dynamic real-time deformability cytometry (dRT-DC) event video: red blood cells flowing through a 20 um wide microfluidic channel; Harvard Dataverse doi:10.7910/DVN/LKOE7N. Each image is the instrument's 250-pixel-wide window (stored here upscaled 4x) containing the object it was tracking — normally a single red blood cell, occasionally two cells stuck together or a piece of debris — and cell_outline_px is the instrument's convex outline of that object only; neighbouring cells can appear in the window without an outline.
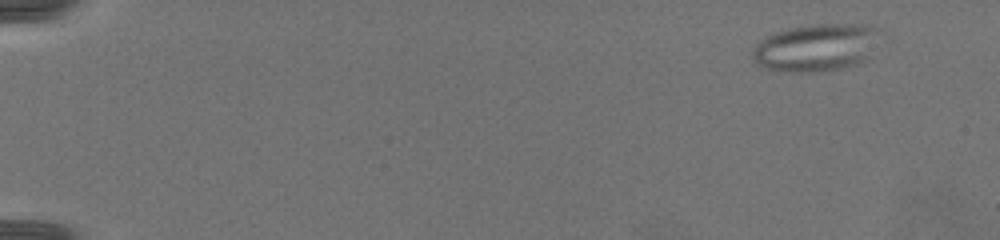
{"species": "common noctule bat (a hibernating species)", "species_latin": "Nyctalus noctula", "temperature_condition": "warm", "stored_images_in_passage": 8, "camera_frame_rate_fps": 3000, "um_per_image_px": 0.085, "animal": {"sex": "female", "body_mass_g": 19.5, "forearm_length_mm": 54.1}, "frame": {"image": 1, "passage_image": 2, "time_ms": 1.0, "image_size_px": [1000, 240], "cell_outline_px": [[880, 28], [868, 56], [864, 60], [856, 64], [844, 68], [812, 72], [788, 72], [760, 68], [756, 64], [752, 56], [752, 48], [760, 40], [776, 32], [808, 24], [868, 24]], "centroid_in_image_um": [69.31, 4.05], "position_along_channel_um": 15.7, "area_um2": 35.26}}
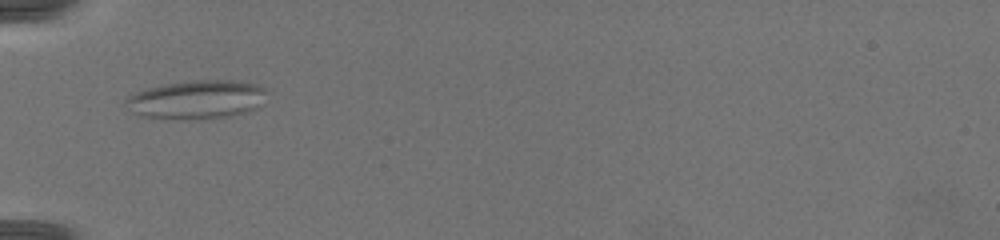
{"frame": {"image": 2, "passage_image": 7, "time_ms": 6.0, "image_size_px": [1000, 240], "cell_outline_px": [[268, 92], [260, 108], [248, 112], [232, 116], [204, 120], [164, 120], [140, 116], [132, 112], [124, 104], [124, 100], [128, 96], [136, 92], [148, 88], [164, 84], [188, 80], [232, 80], [256, 84], [264, 88]], "centroid_in_image_um": [16.72, 8.5], "position_along_channel_um": 68.3, "area_um2": 32.89}}